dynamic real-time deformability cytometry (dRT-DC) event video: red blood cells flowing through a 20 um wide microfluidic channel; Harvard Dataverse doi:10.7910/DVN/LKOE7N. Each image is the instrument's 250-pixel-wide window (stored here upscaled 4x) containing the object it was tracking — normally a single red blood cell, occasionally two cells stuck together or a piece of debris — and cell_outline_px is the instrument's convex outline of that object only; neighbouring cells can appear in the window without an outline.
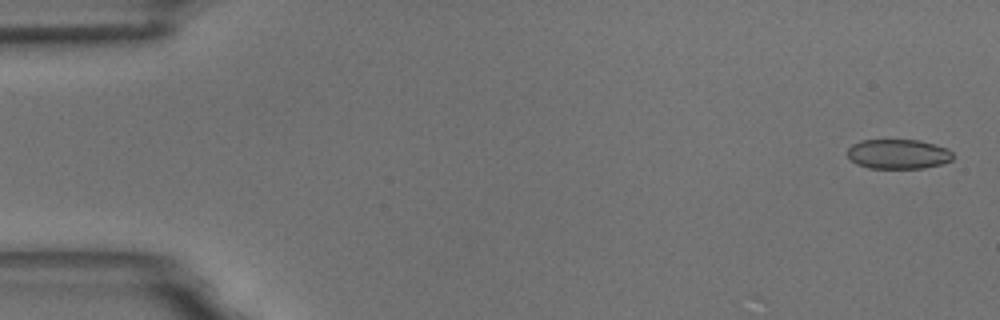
{"species": "common noctule bat (a hibernating species)", "species_latin": "Nyctalus noctula", "temperature_condition": "room temperature", "stored_images_in_passage": 6, "camera_frame_rate_fps": 3000, "um_per_image_px": 0.085, "animal": {"sex": "male", "body_mass_g": 18.8}, "frame": {"image": 1, "passage_image": 1, "time_ms": 0.0, "image_size_px": [1000, 320], "cell_outline_px": [[952, 160], [940, 164], [924, 168], [868, 168], [856, 164], [848, 156], [848, 148], [852, 144], [860, 140], [920, 140], [948, 148], [952, 152]], "centroid_in_image_um": [76.34, 13.09], "position_along_channel_um": 8.7, "area_um2": 18.26}}
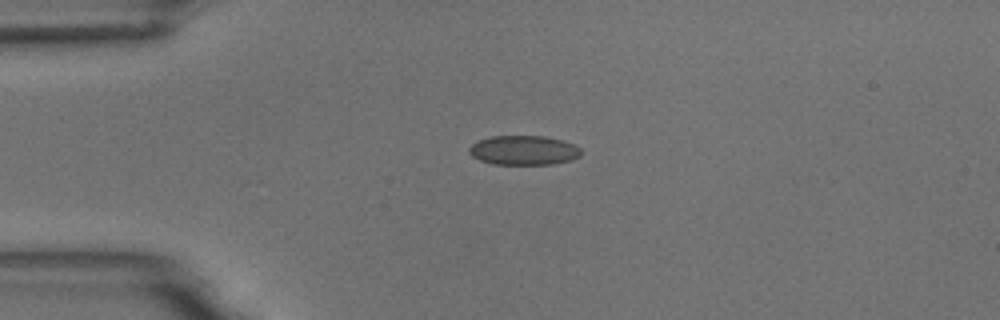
{"frame": {"image": 2, "passage_image": 4, "time_ms": 4.0, "image_size_px": [1000, 320], "cell_outline_px": [[580, 156], [572, 160], [552, 164], [492, 164], [480, 160], [472, 156], [468, 152], [468, 148], [476, 140], [492, 136], [544, 136], [564, 140], [576, 144], [580, 148]], "centroid_in_image_um": [44.51, 12.76], "position_along_channel_um": 40.5, "area_um2": 19.42}}
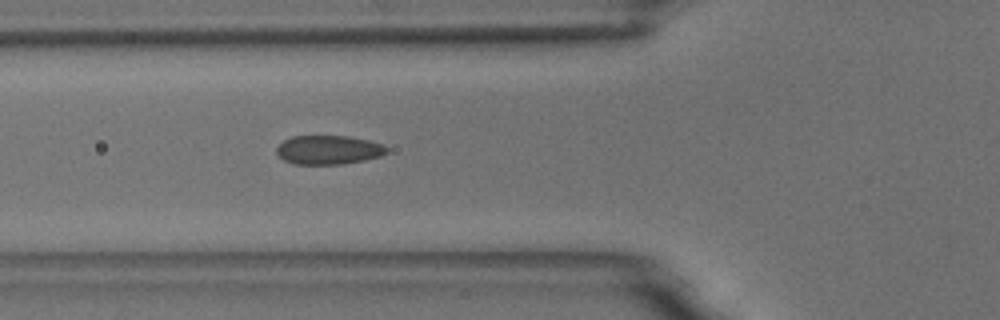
{"frame": {"image": 3, "passage_image": 6, "time_ms": 6.333, "image_size_px": [1000, 320], "cell_outline_px": [[388, 152], [380, 156], [364, 160], [340, 164], [292, 164], [284, 160], [276, 152], [276, 148], [284, 140], [292, 136], [348, 136], [368, 140], [384, 144], [388, 148]], "centroid_in_image_um": [27.93, 12.73], "position_along_channel_um": 97.9, "area_um2": 18.61}}